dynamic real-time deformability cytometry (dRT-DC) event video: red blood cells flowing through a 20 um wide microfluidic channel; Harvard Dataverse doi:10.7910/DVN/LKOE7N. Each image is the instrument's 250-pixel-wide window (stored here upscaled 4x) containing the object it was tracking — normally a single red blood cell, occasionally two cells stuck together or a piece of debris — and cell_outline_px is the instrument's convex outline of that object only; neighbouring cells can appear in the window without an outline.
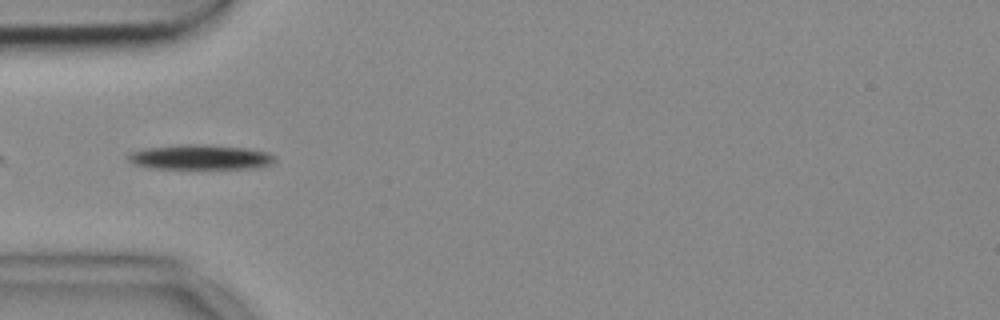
{"species": "common noctule bat (a hibernating species)", "species_latin": "Nyctalus noctula", "temperature_condition": "cold", "stored_images_in_passage": 40, "camera_frame_rate_fps": 3000, "um_per_image_px": 0.085, "animal": {"sex": "female", "body_mass_g": 18.4}, "frame": {"image": 1, "passage_image": 2, "time_ms": 0.333, "image_size_px": [1000, 320], "cell_outline_px": [[276, 160], [272, 164], [256, 168], [148, 168], [132, 164], [128, 160], [128, 152], [144, 148], [184, 144], [208, 144], [248, 148], [268, 152], [276, 156]], "centroid_in_image_um": [17.02, 13.35], "position_along_channel_um": 68.0, "area_um2": 21.56}}
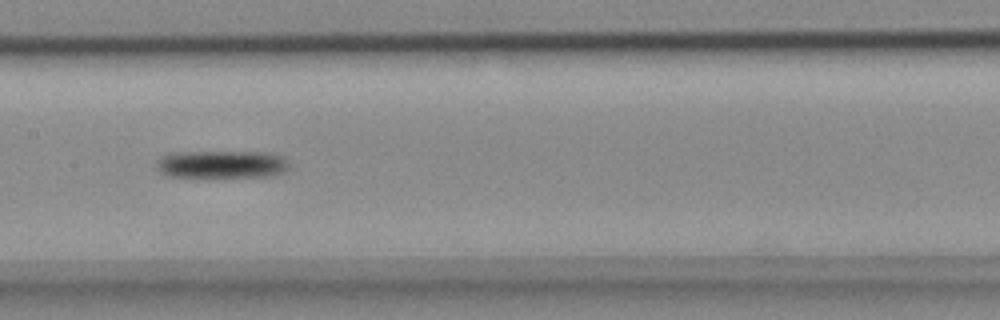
{"frame": {"image": 2, "passage_image": 12, "time_ms": 3.667, "image_size_px": [1000, 320], "cell_outline_px": [[288, 168], [284, 172], [264, 176], [168, 176], [160, 172], [156, 168], [156, 160], [160, 156], [168, 152], [264, 152], [284, 156], [288, 164]], "centroid_in_image_um": [18.78, 13.94], "position_along_channel_um": 188.6, "area_um2": 21.33}}
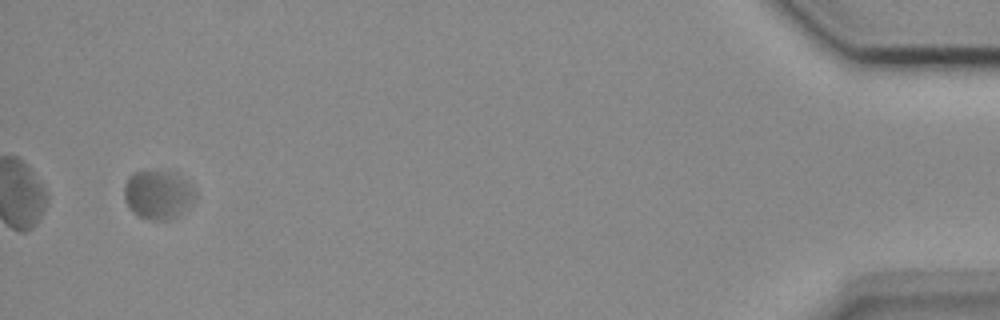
{"frame": {"image": 3, "passage_image": 38, "time_ms": 12.333, "image_size_px": [1000, 320], "cell_outline_px": [[196, 200], [184, 212], [168, 220], [148, 220], [132, 212], [124, 200], [124, 184], [128, 176], [132, 172], [176, 172], [192, 184], [196, 188]], "centroid_in_image_um": [13.47, 16.55], "position_along_channel_um": 421.7, "area_um2": 20.63}}